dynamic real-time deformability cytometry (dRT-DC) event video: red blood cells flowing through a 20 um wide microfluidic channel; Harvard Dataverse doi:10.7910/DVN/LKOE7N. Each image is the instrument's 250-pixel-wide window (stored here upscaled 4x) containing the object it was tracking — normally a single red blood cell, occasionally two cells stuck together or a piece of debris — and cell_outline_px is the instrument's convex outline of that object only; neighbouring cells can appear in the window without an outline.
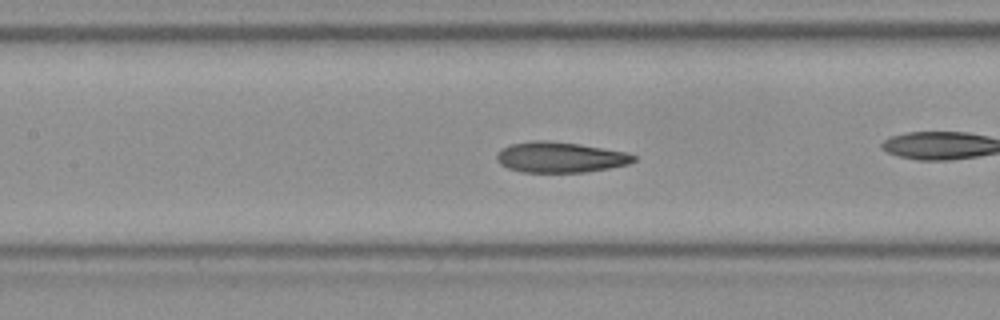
{"species": "Egyptian fruit bat (a non-hibernating species)", "species_latin": "Rousettus aegyptiacus", "temperature_condition": "room temperature", "stored_images_in_passage": 52, "camera_frame_rate_fps": 3000, "um_per_image_px": 0.085, "frame": {"image": 1, "passage_image": 23, "time_ms": 7.333, "image_size_px": [1000, 320], "cell_outline_px": [[636, 160], [628, 164], [608, 168], [584, 172], [524, 172], [508, 168], [500, 164], [496, 160], [496, 152], [500, 148], [512, 144], [532, 140], [548, 140], [580, 144], [628, 152], [636, 156]], "centroid_in_image_um": [47.59, 13.35], "position_along_channel_um": 159.8, "area_um2": 24.57}, "authors_computed_cell_mechanics": {"area_um2": 24.4494, "velocity_mm_per_s": 3.8745, "shape_relaxation_time_tau1_ms": null, "shape_relaxation_time_tau2_ms": 2.5316, "deformation_change_tau1": null, "deformation_change_tau2": 0.0943}}